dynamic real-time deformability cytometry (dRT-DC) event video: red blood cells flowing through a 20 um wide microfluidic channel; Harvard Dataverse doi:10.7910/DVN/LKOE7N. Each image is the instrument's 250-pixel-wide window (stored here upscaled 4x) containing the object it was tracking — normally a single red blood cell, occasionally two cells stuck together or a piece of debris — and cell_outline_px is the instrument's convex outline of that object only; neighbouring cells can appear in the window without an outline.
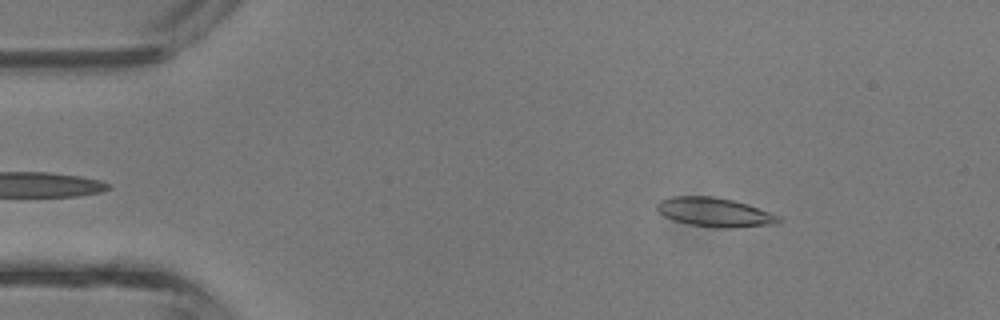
{"species": "common noctule bat (a hibernating species)", "species_latin": "Nyctalus noctula", "temperature_condition": "room temperature", "stored_images_in_passage": 4, "camera_frame_rate_fps": 3000, "um_per_image_px": 0.085, "animal": {"sex": "male", "body_mass_g": 13.3}, "frame": {"image": 1, "passage_image": 1, "time_ms": 0.0, "image_size_px": [1000, 320], "cell_outline_px": [[784, 220], [780, 224], [736, 228], [724, 228], [688, 224], [664, 216], [656, 208], [656, 204], [660, 200], [672, 196], [712, 196], [732, 200], [748, 204], [780, 216]], "centroid_in_image_um": [60.81, 18.05], "position_along_channel_um": 24.2, "area_um2": 20.75}}
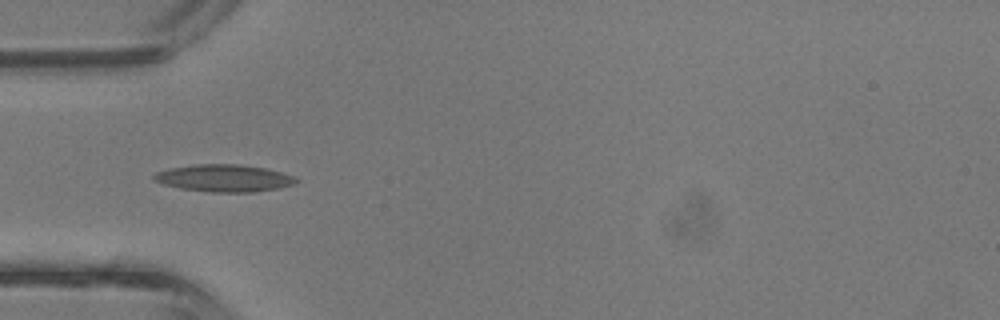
{"frame": {"image": 2, "passage_image": 3, "time_ms": 0.667, "image_size_px": [1000, 320], "cell_outline_px": [[300, 180], [292, 184], [280, 188], [252, 192], [212, 192], [180, 188], [164, 184], [152, 180], [152, 176], [156, 172], [168, 168], [196, 164], [240, 164], [264, 168], [280, 172], [292, 176]], "centroid_in_image_um": [19.0, 15.14], "position_along_channel_um": 66.0, "area_um2": 22.48}}
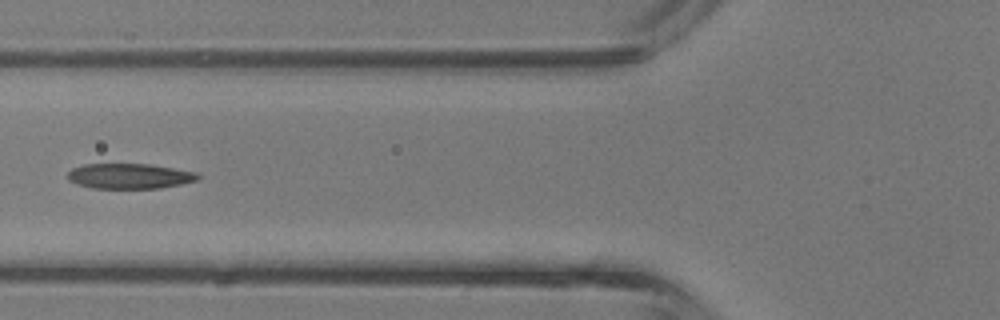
{"frame": {"image": 3, "passage_image": 4, "time_ms": 1.0, "image_size_px": [1000, 320], "cell_outline_px": [[200, 180], [160, 188], [92, 188], [76, 184], [68, 180], [68, 172], [72, 168], [84, 164], [148, 164], [196, 172], [200, 176]], "centroid_in_image_um": [11.0, 14.97], "position_along_channel_um": 114.8, "area_um2": 19.13}}